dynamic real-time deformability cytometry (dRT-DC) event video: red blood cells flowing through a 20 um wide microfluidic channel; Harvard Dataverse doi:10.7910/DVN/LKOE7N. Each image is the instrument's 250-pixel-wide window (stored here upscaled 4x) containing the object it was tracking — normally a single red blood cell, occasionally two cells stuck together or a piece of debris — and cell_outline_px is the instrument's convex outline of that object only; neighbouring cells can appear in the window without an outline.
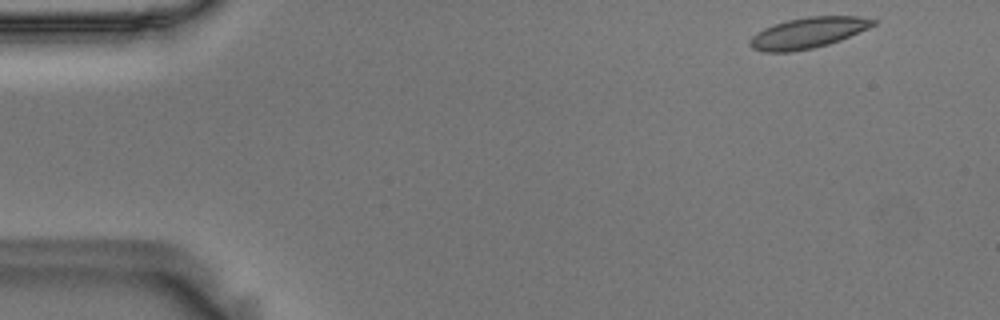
{"species": "Egyptian fruit bat (a non-hibernating species)", "species_latin": "Rousettus aegyptiacus", "temperature_condition": "room temperature", "stored_images_in_passage": 52, "camera_frame_rate_fps": 3000, "um_per_image_px": 0.085, "animal": {"sex": "male"}, "frame": {"image": 1, "passage_image": 1, "time_ms": 0.0, "image_size_px": [1000, 320], "cell_outline_px": [[876, 24], [868, 28], [840, 40], [828, 44], [812, 48], [792, 52], [764, 52], [752, 48], [748, 44], [748, 40], [756, 32], [764, 28], [788, 20], [808, 16], [860, 16], [876, 20]], "centroid_in_image_um": [68.65, 2.79], "position_along_channel_um": 16.3, "area_um2": 22.08}}
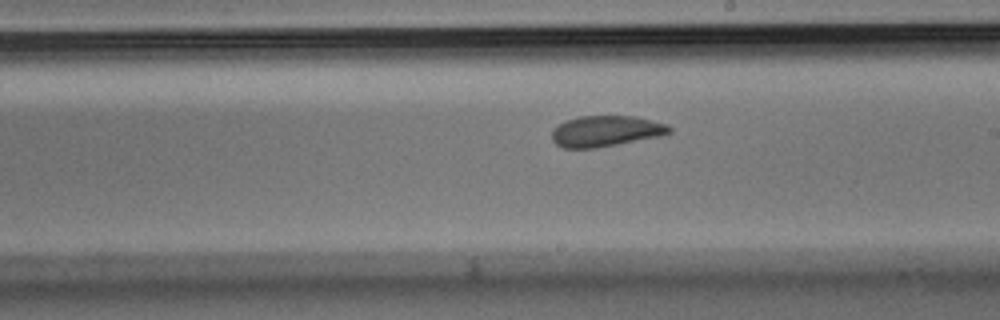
{"frame": {"image": 2, "passage_image": 28, "time_ms": 9.0, "image_size_px": [1000, 320], "cell_outline_px": [[672, 132], [660, 136], [596, 148], [564, 148], [556, 144], [552, 140], [552, 128], [568, 120], [580, 116], [636, 116], [668, 124], [672, 128]], "centroid_in_image_um": [51.51, 11.14], "position_along_channel_um": 237.5, "area_um2": 21.15}}
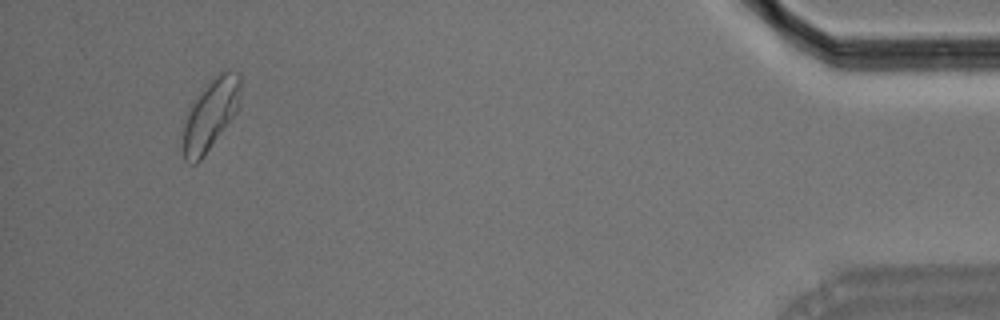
{"frame": {"image": 3, "passage_image": 49, "time_ms": 16.0, "image_size_px": [1000, 320], "cell_outline_px": [[240, 108], [204, 156], [196, 164], [188, 164], [184, 160], [184, 116], [192, 100], [204, 84], [220, 72], [236, 72], [240, 76]], "centroid_in_image_um": [17.88, 9.72], "position_along_channel_um": 417.3, "area_um2": 24.04}, "authors_computed_cell_mechanics": {"area_um2": 21.7906, "velocity_mm_per_s": 3.5799, "shape_relaxation_time_tau1_ms": 4.3485, "shape_relaxation_time_tau2_ms": 1.8683, "deformation_change_tau1": 0.1101, "deformation_change_tau2": 0.0646}}